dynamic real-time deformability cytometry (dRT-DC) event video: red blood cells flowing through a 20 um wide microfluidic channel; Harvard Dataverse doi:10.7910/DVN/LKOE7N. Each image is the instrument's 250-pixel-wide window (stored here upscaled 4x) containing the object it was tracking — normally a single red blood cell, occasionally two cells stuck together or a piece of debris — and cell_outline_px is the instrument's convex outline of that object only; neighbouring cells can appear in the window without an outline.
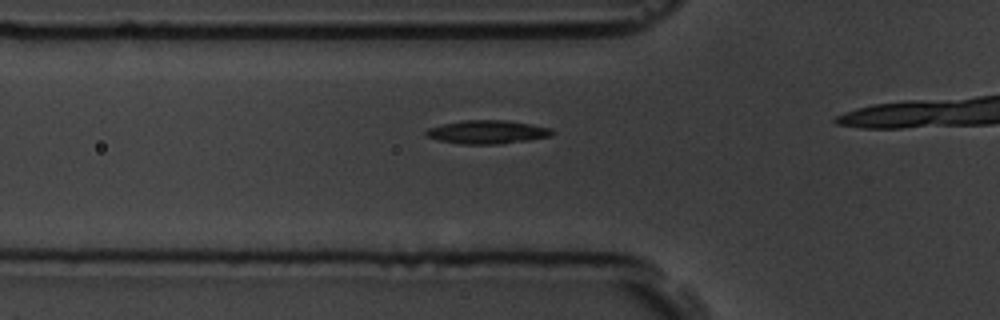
{"species": "common noctule bat (a hibernating species)", "species_latin": "Nyctalus noctula", "temperature_condition": "room temperature", "stored_images_in_passage": 19, "camera_frame_rate_fps": 3000, "um_per_image_px": 0.085, "animal": {"sex": "male", "body_mass_g": 19.5, "forearm_length_mm": 54.6}, "frame": {"image": 1, "passage_image": 14, "time_ms": 4.333, "image_size_px": [1000, 320], "cell_outline_px": [[556, 132], [548, 136], [528, 140], [500, 144], [460, 144], [440, 140], [424, 136], [424, 132], [428, 128], [444, 124], [464, 120], [508, 120], [532, 124], [552, 128]], "centroid_in_image_um": [41.43, 11.22], "position_along_channel_um": 84.4, "area_um2": 17.28}}